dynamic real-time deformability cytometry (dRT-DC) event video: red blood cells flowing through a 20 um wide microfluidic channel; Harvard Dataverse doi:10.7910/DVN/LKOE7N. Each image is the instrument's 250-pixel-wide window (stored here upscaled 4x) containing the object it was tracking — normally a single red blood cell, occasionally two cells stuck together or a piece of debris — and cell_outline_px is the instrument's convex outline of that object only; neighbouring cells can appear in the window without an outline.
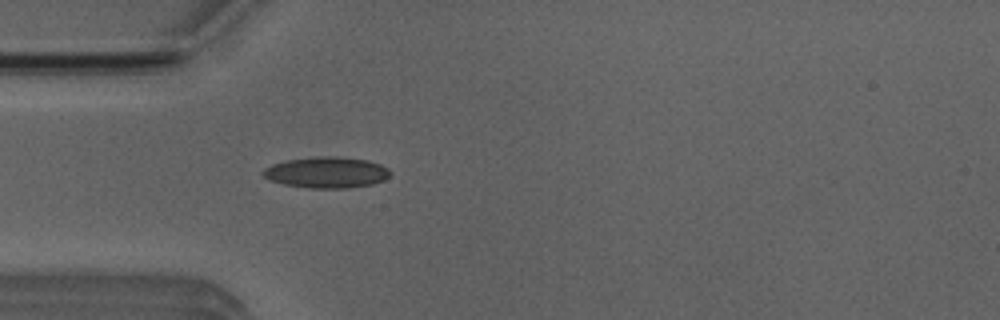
{"species": "Egyptian fruit bat (a non-hibernating species)", "species_latin": "Rousettus aegyptiacus", "temperature_condition": "room temperature", "stored_images_in_passage": 1, "camera_frame_rate_fps": 3000, "um_per_image_px": 0.085, "animal": {"sex": "male"}, "frame": {"image": 1, "passage_image": 1, "time_ms": 0.0, "image_size_px": [1000, 320], "cell_outline_px": [[392, 172], [384, 180], [372, 184], [348, 188], [308, 188], [284, 184], [268, 180], [260, 172], [264, 168], [272, 164], [288, 160], [320, 156], [336, 156], [368, 160], [380, 164], [388, 168]], "centroid_in_image_um": [27.75, 14.66], "position_along_channel_um": 57.2, "area_um2": 23.12}}